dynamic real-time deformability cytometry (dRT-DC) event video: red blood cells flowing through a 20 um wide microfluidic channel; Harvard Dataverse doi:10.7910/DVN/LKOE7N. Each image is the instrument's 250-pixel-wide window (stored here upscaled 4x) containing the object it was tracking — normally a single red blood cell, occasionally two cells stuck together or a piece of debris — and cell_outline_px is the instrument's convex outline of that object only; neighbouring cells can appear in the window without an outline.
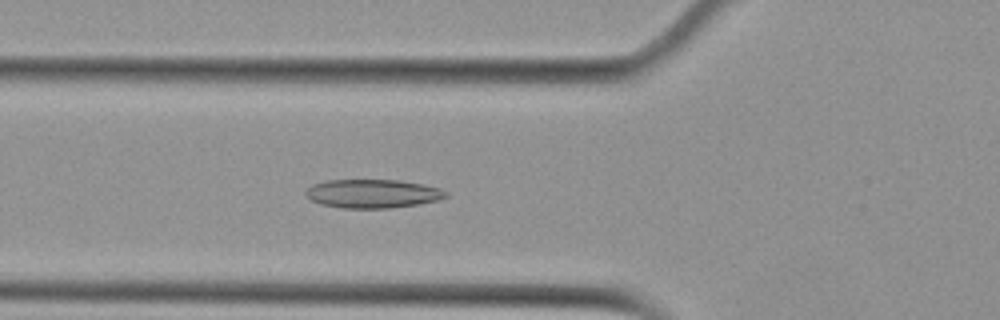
{"species": "Egyptian fruit bat (a non-hibernating species)", "species_latin": "Rousettus aegyptiacus", "temperature_condition": "cold", "stored_images_in_passage": 53, "camera_frame_rate_fps": 3000, "um_per_image_px": 0.085, "animal": {"sex": "female"}, "frame": {"image": 1, "passage_image": 19, "time_ms": 6.0, "image_size_px": [1000, 320], "cell_outline_px": [[448, 196], [436, 200], [416, 204], [392, 208], [340, 208], [320, 204], [304, 196], [304, 192], [312, 184], [324, 180], [396, 180], [424, 184], [440, 188], [448, 192]], "centroid_in_image_um": [31.63, 16.46], "position_along_channel_um": 94.2, "area_um2": 23.52}}
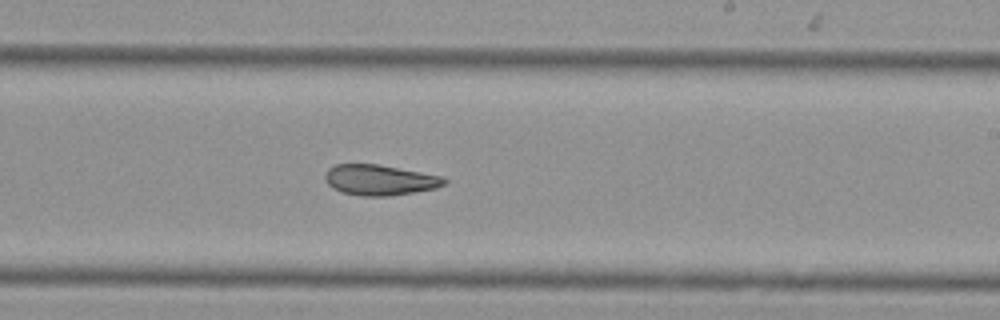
{"frame": {"image": 2, "passage_image": 32, "time_ms": 10.333, "image_size_px": [1000, 320], "cell_outline_px": [[448, 180], [444, 184], [436, 188], [392, 196], [364, 196], [344, 192], [332, 188], [324, 180], [324, 176], [328, 168], [336, 164], [380, 164], [444, 176]], "centroid_in_image_um": [32.29, 15.29], "position_along_channel_um": 256.7, "area_um2": 21.39}}
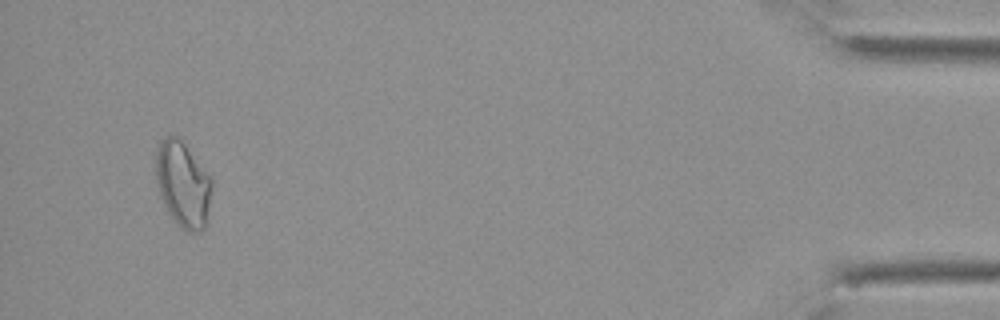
{"frame": {"image": 3, "passage_image": 51, "time_ms": 16.667, "image_size_px": [1000, 320], "cell_outline_px": [[212, 184], [208, 220], [204, 228], [200, 232], [188, 232], [180, 228], [168, 212], [160, 196], [156, 184], [156, 152], [160, 140], [164, 136], [176, 136], [184, 144], [212, 180]], "centroid_in_image_um": [15.54, 15.71], "position_along_channel_um": 419.7, "area_um2": 27.86}, "authors_computed_cell_mechanics": {"area_um2": 23.987, "velocity_mm_per_s": 3.7598, "shape_relaxation_time_tau1_ms": null, "shape_relaxation_time_tau2_ms": 5.4874, "deformation_change_tau1": null, "deformation_change_tau2": 0.1174}}